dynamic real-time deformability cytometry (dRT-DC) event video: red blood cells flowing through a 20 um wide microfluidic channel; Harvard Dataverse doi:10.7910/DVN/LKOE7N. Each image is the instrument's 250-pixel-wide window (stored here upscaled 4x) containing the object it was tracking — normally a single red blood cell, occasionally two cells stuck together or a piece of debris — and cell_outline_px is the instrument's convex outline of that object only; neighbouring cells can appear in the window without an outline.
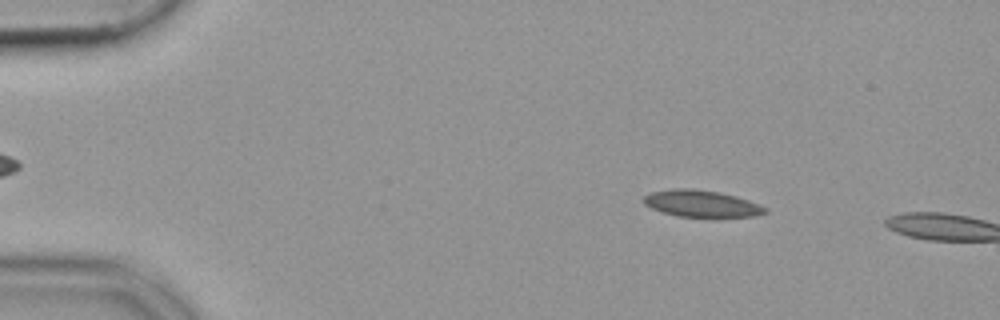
{"species": "common noctule bat (a hibernating species)", "species_latin": "Nyctalus noctula", "temperature_condition": "cold", "stored_images_in_passage": 48, "camera_frame_rate_fps": 3000, "um_per_image_px": 0.085, "animal": {"sex": "female", "body_mass_g": 19.9}, "frame": {"image": 1, "passage_image": 6, "time_ms": 1.667, "image_size_px": [1000, 320], "cell_outline_px": [[768, 212], [752, 216], [680, 216], [664, 212], [652, 208], [644, 204], [644, 196], [652, 192], [672, 188], [692, 188], [716, 192], [736, 196], [748, 200], [768, 208]], "centroid_in_image_um": [59.62, 17.29], "position_along_channel_um": 25.4, "area_um2": 18.5}}
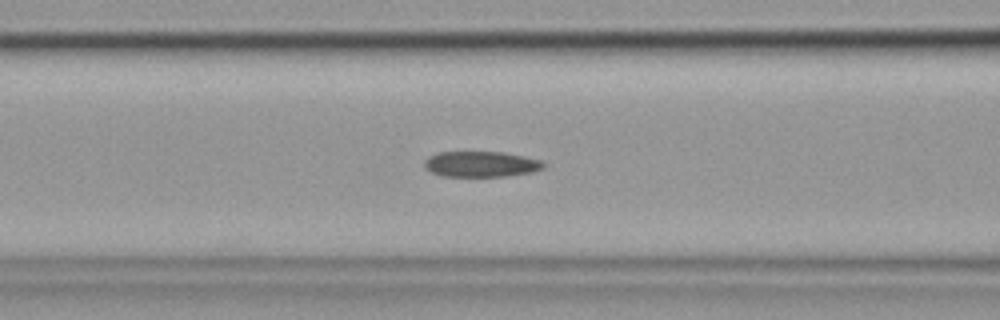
{"frame": {"image": 2, "passage_image": 20, "time_ms": 6.333, "image_size_px": [1000, 320], "cell_outline_px": [[544, 168], [532, 172], [504, 176], [440, 176], [424, 168], [424, 160], [428, 156], [440, 152], [504, 152], [540, 160], [544, 164]], "centroid_in_image_um": [40.84, 13.95], "position_along_channel_um": 125.8, "area_um2": 17.74}}
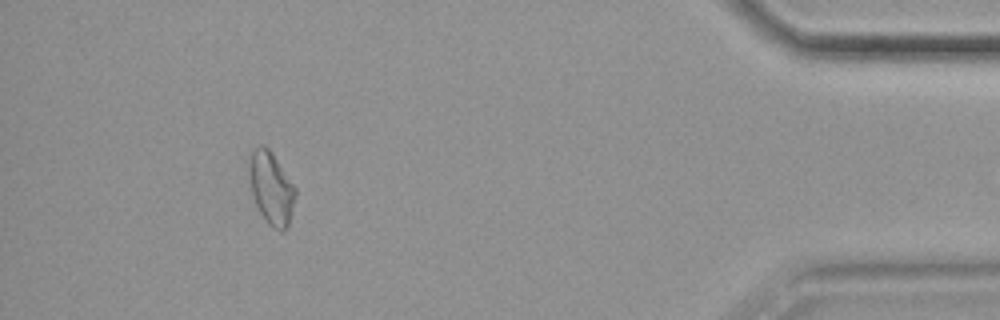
{"frame": {"image": 3, "passage_image": 47, "time_ms": 15.333, "image_size_px": [1000, 320], "cell_outline_px": [[296, 196], [288, 228], [284, 232], [272, 228], [268, 224], [260, 212], [256, 204], [252, 192], [248, 172], [248, 164], [252, 152], [260, 144], [264, 144], [272, 152], [296, 188]], "centroid_in_image_um": [23.07, 16.0], "position_along_channel_um": 412.1, "area_um2": 19.65}}